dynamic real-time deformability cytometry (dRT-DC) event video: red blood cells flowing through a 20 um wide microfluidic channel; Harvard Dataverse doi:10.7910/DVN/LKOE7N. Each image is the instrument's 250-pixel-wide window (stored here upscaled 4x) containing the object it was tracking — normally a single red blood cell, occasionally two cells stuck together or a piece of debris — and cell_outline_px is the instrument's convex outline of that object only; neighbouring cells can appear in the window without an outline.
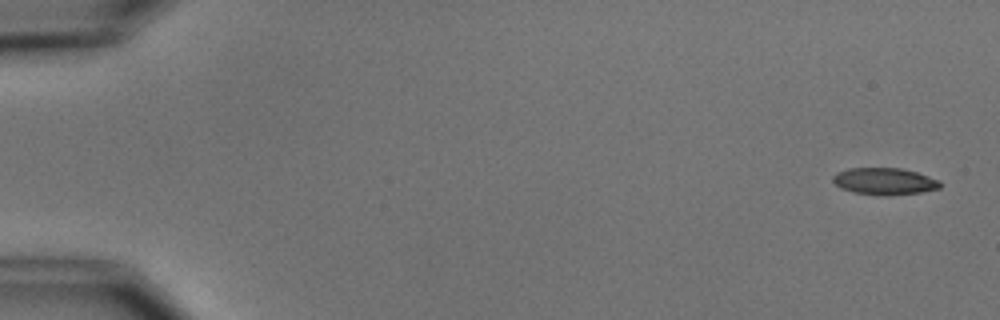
{"species": "common noctule bat (a hibernating species)", "species_latin": "Nyctalus noctula", "temperature_condition": "cold", "stored_images_in_passage": 5, "camera_frame_rate_fps": 3000, "um_per_image_px": 0.085, "animal": {"sex": "male", "body_mass_g": 15.6}, "frame": {"image": 1, "passage_image": 1, "time_ms": 0.0, "image_size_px": [1000, 320], "cell_outline_px": [[940, 188], [920, 192], [888, 196], [884, 196], [852, 192], [840, 188], [832, 180], [832, 176], [836, 172], [848, 168], [900, 168], [916, 172], [940, 180]], "centroid_in_image_um": [75.15, 15.41], "position_along_channel_um": 9.9, "area_um2": 16.88}}
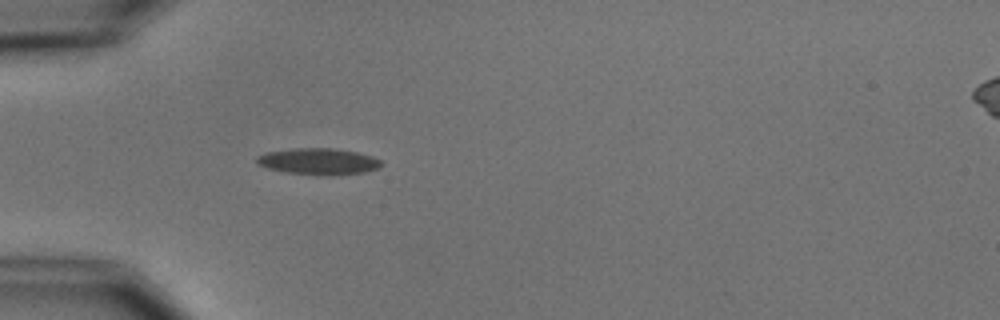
{"frame": {"image": 2, "passage_image": 5, "time_ms": 5.0, "image_size_px": [1000, 320], "cell_outline_px": [[380, 168], [364, 172], [288, 172], [268, 168], [256, 164], [256, 156], [268, 152], [296, 148], [332, 148], [356, 152], [372, 156], [380, 160]], "centroid_in_image_um": [27.02, 13.66], "position_along_channel_um": 58.0, "area_um2": 17.92}}